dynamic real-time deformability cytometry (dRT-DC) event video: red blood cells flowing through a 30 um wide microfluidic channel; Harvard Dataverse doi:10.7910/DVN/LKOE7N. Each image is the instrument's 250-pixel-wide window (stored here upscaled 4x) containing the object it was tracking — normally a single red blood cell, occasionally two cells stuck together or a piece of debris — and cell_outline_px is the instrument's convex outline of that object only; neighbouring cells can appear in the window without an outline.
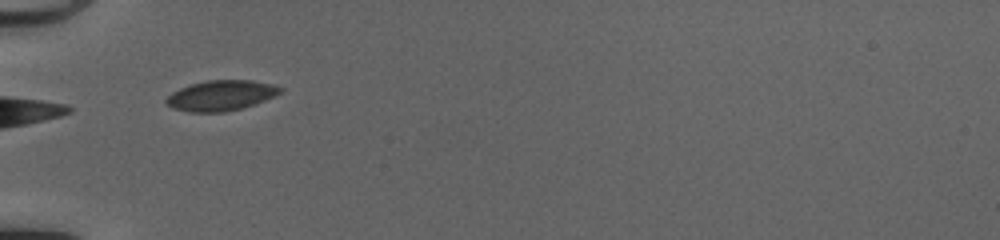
{"species": "common noctule bat (a hibernating species)", "species_latin": "Nyctalus noctula", "temperature_condition": "cold", "stored_images_in_passage": 31, "camera_frame_rate_fps": 3000, "um_per_image_px": 0.085, "animal": {"sex": "female", "body_mass_g": 20.0, "forearm_length_mm": 54.0}, "frame": {"image": 1, "passage_image": 1, "time_ms": 0.0, "image_size_px": [1000, 240], "cell_outline_px": [[284, 88], [280, 92], [256, 104], [224, 112], [188, 112], [172, 108], [164, 100], [172, 92], [180, 88], [192, 84], [208, 80], [252, 80], [272, 84]], "centroid_in_image_um": [18.76, 8.12], "position_along_channel_um": 66.2, "area_um2": 20.0}}
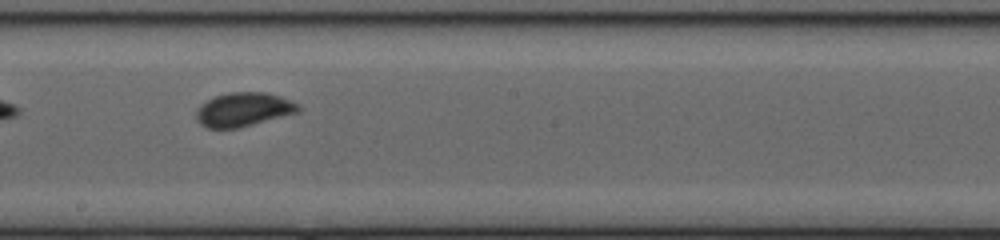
{"frame": {"image": 2, "passage_image": 13, "time_ms": 4.0, "image_size_px": [1000, 240], "cell_outline_px": [[300, 112], [240, 128], [204, 128], [196, 120], [196, 112], [200, 104], [216, 96], [228, 92], [264, 92], [280, 96], [300, 104]], "centroid_in_image_um": [20.71, 9.32], "position_along_channel_um": 227.5, "area_um2": 20.4}}
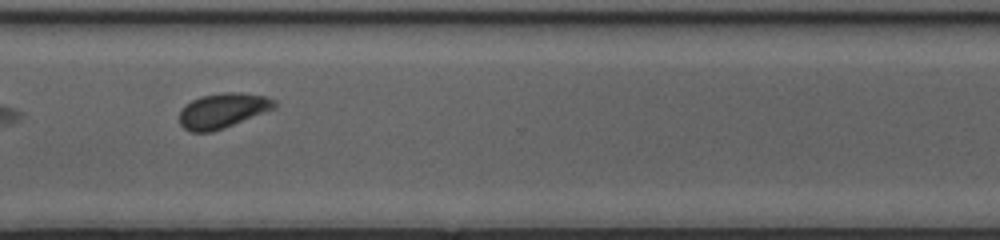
{"frame": {"image": 3, "passage_image": 22, "time_ms": 7.0, "image_size_px": [1000, 240], "cell_outline_px": [[276, 108], [224, 128], [212, 132], [192, 132], [184, 128], [180, 124], [180, 112], [192, 100], [200, 96], [224, 92], [240, 92], [268, 96], [276, 100]], "centroid_in_image_um": [18.98, 9.39], "position_along_channel_um": 351.6, "area_um2": 19.36}, "authors_computed_cell_mechanics": {"area_um2": 19.8254, "velocity_mm_per_s": 4.1499, "shape_relaxation_time_tau1_ms": 2.6099, "shape_relaxation_time_tau2_ms": null, "deformation_change_tau1": 0.0762, "deformation_change_tau2": null}}